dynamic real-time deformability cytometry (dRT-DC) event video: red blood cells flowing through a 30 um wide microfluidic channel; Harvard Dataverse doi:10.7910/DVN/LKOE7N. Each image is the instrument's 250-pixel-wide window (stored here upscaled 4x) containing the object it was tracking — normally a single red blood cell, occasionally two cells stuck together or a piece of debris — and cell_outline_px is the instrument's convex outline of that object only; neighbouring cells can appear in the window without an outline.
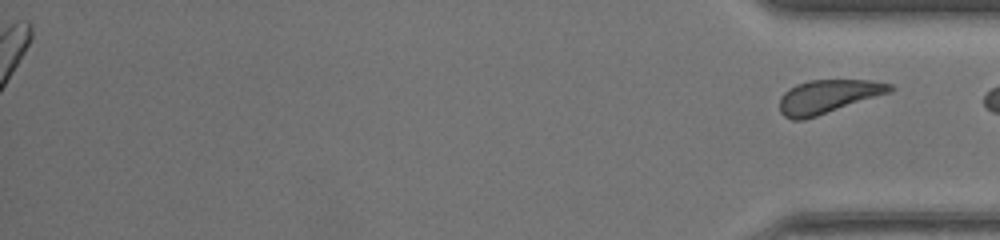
{"species": "common noctule bat (a hibernating species)", "species_latin": "Nyctalus noctula", "temperature_condition": "warm", "stored_images_in_passage": 38, "segment_of_instrument_passage": [2, 2], "camera_frame_rate_fps": 3000, "um_per_image_px": 0.085, "animal": {"sex": "female", "body_mass_g": 17.0, "forearm_length_mm": 48.0}, "frame": {"image": 1, "passage_image": 38, "time_ms": 12.333, "image_size_px": [1000, 240], "cell_outline_px": [[896, 88], [888, 92], [804, 120], [792, 120], [784, 116], [780, 112], [780, 96], [788, 88], [796, 84], [812, 80], [868, 80], [892, 84]], "centroid_in_image_um": [70.31, 8.2], "position_along_channel_um": 364.9, "area_um2": 21.21}}